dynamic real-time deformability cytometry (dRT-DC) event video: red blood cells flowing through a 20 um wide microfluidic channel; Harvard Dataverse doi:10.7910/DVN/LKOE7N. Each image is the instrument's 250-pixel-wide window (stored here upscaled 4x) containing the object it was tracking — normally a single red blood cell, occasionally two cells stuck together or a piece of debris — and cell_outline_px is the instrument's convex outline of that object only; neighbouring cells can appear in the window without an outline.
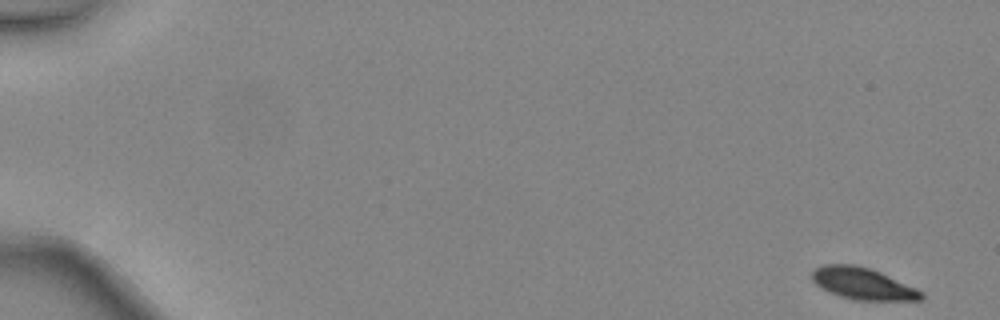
{"species": "common noctule bat (a hibernating species)", "species_latin": "Nyctalus noctula", "temperature_condition": "warm", "stored_images_in_passage": 4, "camera_frame_rate_fps": 3000, "um_per_image_px": 0.085, "animal": {"sex": "female", "body_mass_g": 24.6, "forearm_length_mm": 56.2}, "frame": {"image": 1, "passage_image": 1, "time_ms": 0.0, "image_size_px": [1000, 320], "cell_outline_px": [[924, 296], [920, 300], [856, 300], [840, 296], [828, 292], [820, 288], [812, 280], [812, 272], [816, 268], [824, 264], [856, 264], [872, 268], [916, 288], [924, 292]], "centroid_in_image_um": [73.33, 24.1], "position_along_channel_um": 11.7, "area_um2": 20.35}}
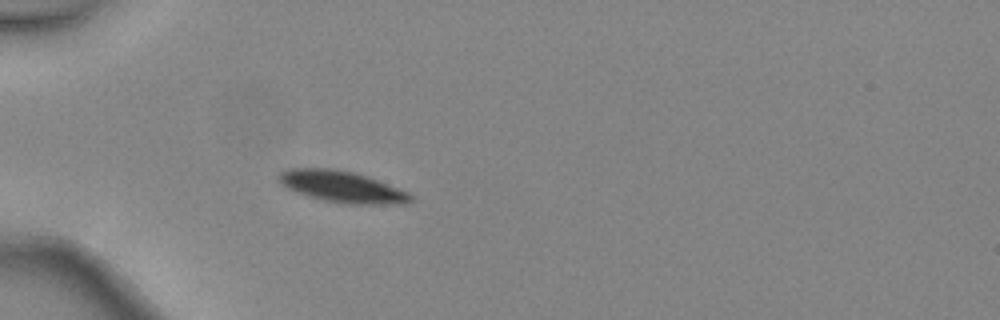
{"frame": {"image": 2, "passage_image": 4, "time_ms": 1.0, "image_size_px": [1000, 320], "cell_outline_px": [[412, 200], [408, 204], [344, 204], [324, 200], [308, 196], [296, 192], [288, 188], [276, 176], [280, 172], [288, 168], [336, 168], [368, 176], [408, 192], [412, 196]], "centroid_in_image_um": [29.09, 15.87], "position_along_channel_um": 55.9, "area_um2": 24.16}}